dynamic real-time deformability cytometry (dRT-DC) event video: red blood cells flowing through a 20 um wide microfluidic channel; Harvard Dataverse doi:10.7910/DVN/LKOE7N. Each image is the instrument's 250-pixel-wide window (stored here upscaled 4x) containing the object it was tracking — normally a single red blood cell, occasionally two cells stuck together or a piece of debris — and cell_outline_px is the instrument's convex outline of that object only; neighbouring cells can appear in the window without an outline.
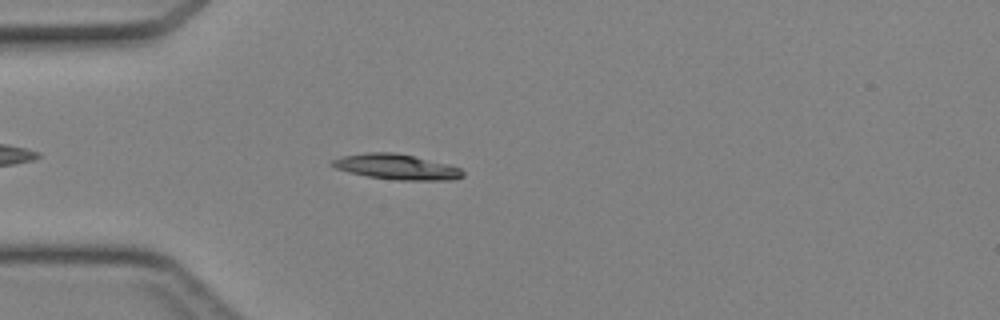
{"species": "Egyptian fruit bat (a non-hibernating species)", "species_latin": "Rousettus aegyptiacus", "temperature_condition": "cold", "stored_images_in_passage": 32, "camera_frame_rate_fps": 3000, "um_per_image_px": 0.085, "animal": {"sex": "female"}, "frame": {"image": 1, "passage_image": 5, "time_ms": 1.333, "image_size_px": [1000, 320], "cell_outline_px": [[464, 176], [452, 180], [396, 180], [368, 176], [348, 172], [336, 168], [328, 164], [332, 160], [344, 156], [368, 152], [396, 152], [448, 164], [460, 168], [464, 172]], "centroid_in_image_um": [33.71, 14.18], "position_along_channel_um": 51.3, "area_um2": 19.25}}
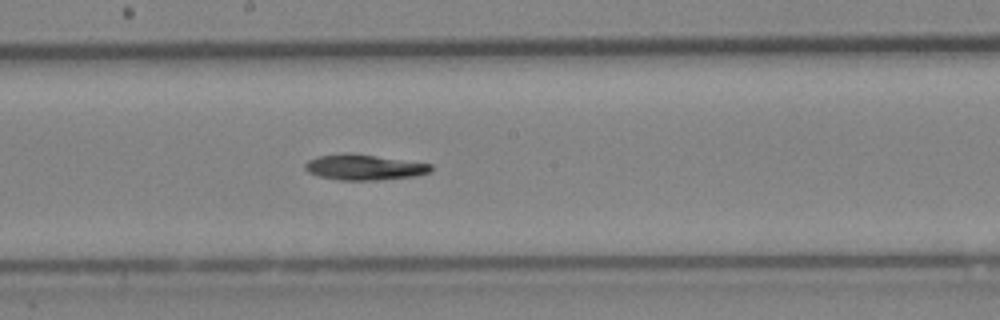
{"frame": {"image": 2, "passage_image": 17, "time_ms": 5.333, "image_size_px": [1000, 320], "cell_outline_px": [[432, 172], [416, 176], [380, 180], [340, 180], [320, 176], [308, 172], [304, 168], [304, 164], [308, 160], [316, 156], [344, 152], [348, 152], [432, 164]], "centroid_in_image_um": [30.94, 14.21], "position_along_channel_um": 217.3, "area_um2": 18.9}}
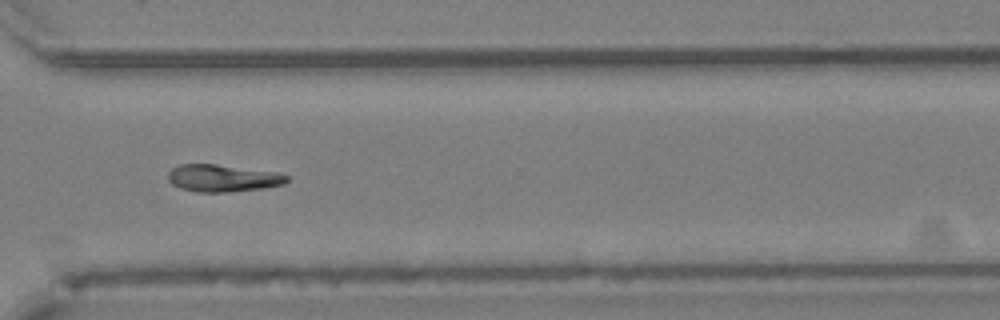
{"frame": {"image": 3, "passage_image": 26, "time_ms": 8.333, "image_size_px": [1000, 320], "cell_outline_px": [[288, 180], [284, 184], [264, 188], [228, 192], [196, 192], [180, 188], [172, 184], [168, 180], [168, 172], [172, 168], [180, 164], [216, 164], [276, 172], [288, 176]], "centroid_in_image_um": [18.91, 15.14], "position_along_channel_um": 351.7, "area_um2": 18.84}}